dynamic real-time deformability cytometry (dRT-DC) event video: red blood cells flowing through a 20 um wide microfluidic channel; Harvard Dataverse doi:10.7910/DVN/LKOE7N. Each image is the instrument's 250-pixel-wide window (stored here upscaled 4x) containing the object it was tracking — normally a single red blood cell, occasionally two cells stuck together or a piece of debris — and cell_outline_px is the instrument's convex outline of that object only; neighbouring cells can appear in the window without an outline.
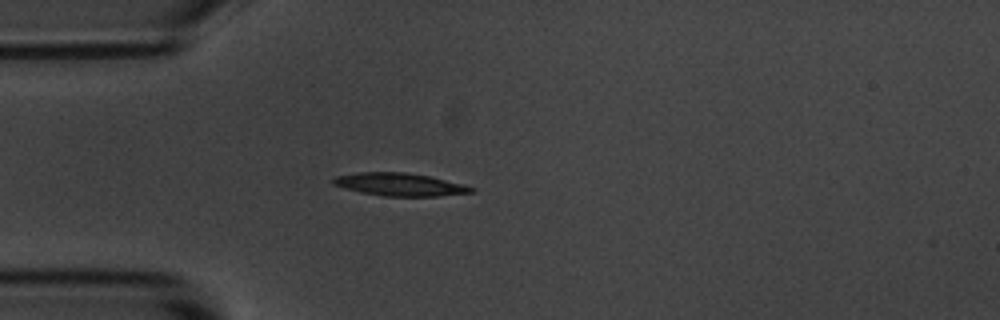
{"species": "common noctule bat (a hibernating species)", "species_latin": "Nyctalus noctula", "temperature_condition": "room temperature", "stored_images_in_passage": 3, "camera_frame_rate_fps": 3000, "um_per_image_px": 0.085, "animal": {"sex": "male", "body_mass_g": 20.1, "forearm_length_mm": 53.5}, "frame": {"image": 1, "passage_image": 3, "time_ms": 3.333, "image_size_px": [1000, 320], "cell_outline_px": [[476, 192], [436, 196], [384, 196], [360, 192], [344, 188], [332, 184], [332, 180], [336, 176], [360, 172], [404, 172], [428, 176], [464, 184], [476, 188]], "centroid_in_image_um": [34.0, 15.68], "position_along_channel_um": 51.0, "area_um2": 18.32}}